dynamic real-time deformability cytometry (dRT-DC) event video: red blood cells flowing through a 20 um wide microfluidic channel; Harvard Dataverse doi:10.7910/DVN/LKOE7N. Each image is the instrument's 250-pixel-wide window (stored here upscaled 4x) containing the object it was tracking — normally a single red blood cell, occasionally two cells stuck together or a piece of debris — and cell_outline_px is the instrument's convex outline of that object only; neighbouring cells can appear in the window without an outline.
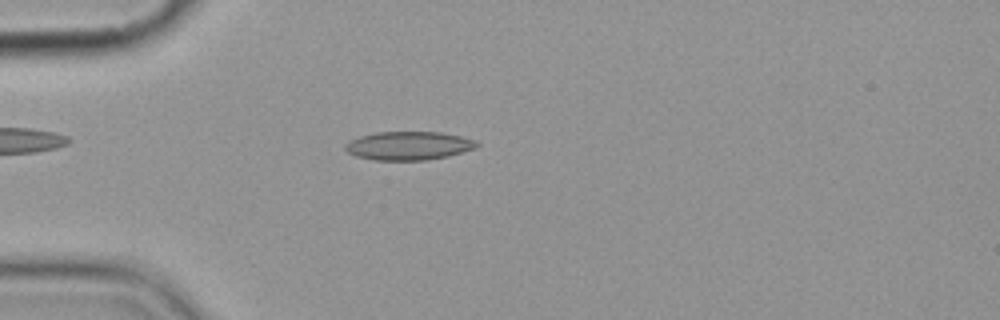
{"species": "common noctule bat (a hibernating species)", "species_latin": "Nyctalus noctula", "temperature_condition": "cold", "stored_images_in_passage": 5, "camera_frame_rate_fps": 3000, "um_per_image_px": 0.085, "animal": {"sex": "female", "body_mass_g": 19.9}, "frame": {"image": 1, "passage_image": 4, "time_ms": 3.667, "image_size_px": [1000, 320], "cell_outline_px": [[480, 144], [476, 148], [448, 156], [428, 160], [372, 160], [356, 156], [348, 152], [344, 148], [344, 144], [360, 136], [376, 132], [440, 132], [460, 136], [476, 140]], "centroid_in_image_um": [34.74, 12.39], "position_along_channel_um": 50.3, "area_um2": 21.91}}